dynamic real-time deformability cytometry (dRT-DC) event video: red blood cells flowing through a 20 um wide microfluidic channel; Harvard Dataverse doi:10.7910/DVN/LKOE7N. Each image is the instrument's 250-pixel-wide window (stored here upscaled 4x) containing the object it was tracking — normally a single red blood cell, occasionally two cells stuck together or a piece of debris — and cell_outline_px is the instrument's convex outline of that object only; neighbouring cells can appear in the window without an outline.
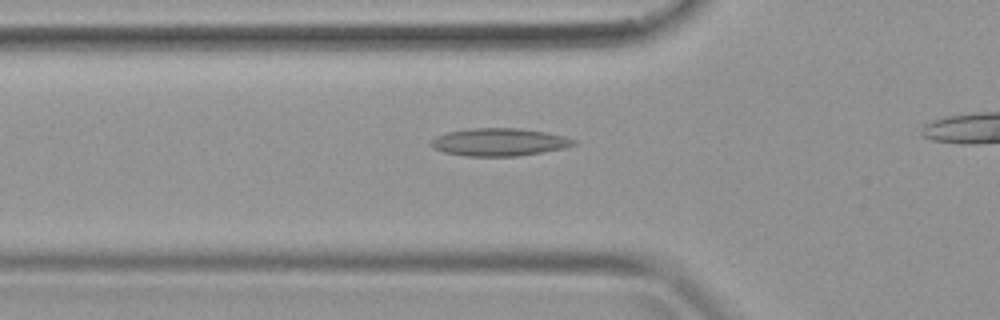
{"species": "common noctule bat (a hibernating species)", "species_latin": "Nyctalus noctula", "temperature_condition": "warm", "stored_images_in_passage": 16, "camera_frame_rate_fps": 3000, "um_per_image_px": 0.085, "animal": {"sex": "female", "body_mass_g": 19.9}, "frame": {"image": 1, "passage_image": 7, "time_ms": 2.0, "image_size_px": [1000, 320], "cell_outline_px": [[576, 144], [564, 148], [516, 156], [468, 156], [444, 152], [432, 148], [428, 144], [428, 140], [436, 136], [448, 132], [468, 128], [520, 128], [548, 132], [564, 136], [576, 140]], "centroid_in_image_um": [42.39, 12.07], "position_along_channel_um": 83.4, "area_um2": 23.18}}
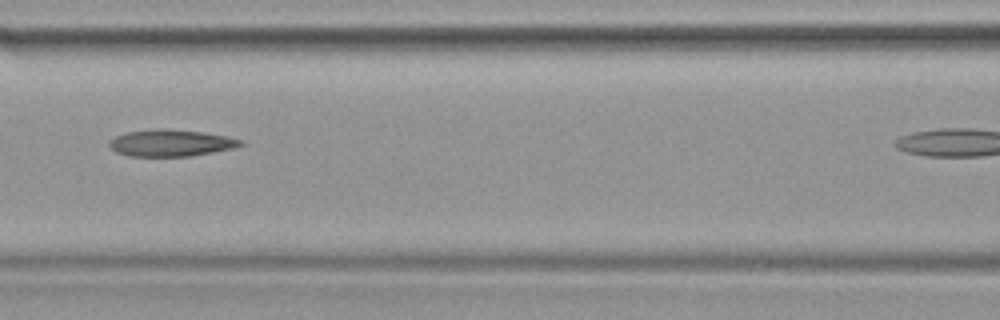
{"frame": {"image": 2, "passage_image": 11, "time_ms": 3.333, "image_size_px": [1000, 320], "cell_outline_px": [[244, 144], [232, 148], [192, 156], [128, 156], [116, 152], [108, 144], [108, 140], [124, 132], [160, 128], [164, 128], [200, 132], [228, 136], [244, 140]], "centroid_in_image_um": [14.5, 12.15], "position_along_channel_um": 152.1, "area_um2": 20.52}}
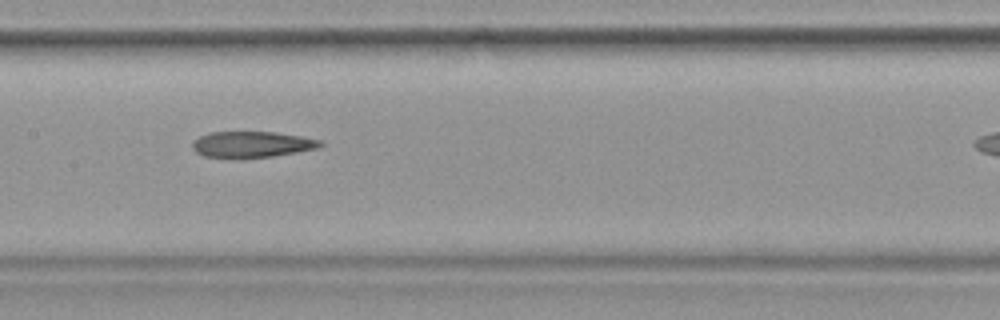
{"frame": {"image": 3, "passage_image": 13, "time_ms": 4.0, "image_size_px": [1000, 320], "cell_outline_px": [[324, 144], [320, 148], [272, 156], [240, 160], [228, 160], [204, 156], [196, 152], [192, 148], [192, 140], [208, 132], [276, 132], [300, 136], [320, 140]], "centroid_in_image_um": [21.35, 12.31], "position_along_channel_um": 186.1, "area_um2": 20.11}}